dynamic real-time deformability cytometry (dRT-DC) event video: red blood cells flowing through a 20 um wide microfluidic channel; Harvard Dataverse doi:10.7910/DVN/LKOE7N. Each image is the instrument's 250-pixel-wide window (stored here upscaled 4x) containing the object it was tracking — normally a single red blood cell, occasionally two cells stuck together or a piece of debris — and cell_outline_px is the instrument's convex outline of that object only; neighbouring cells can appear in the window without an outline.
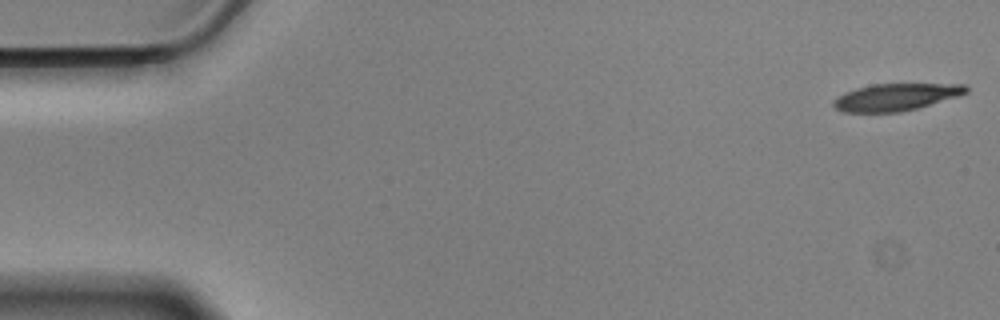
{"species": "Egyptian fruit bat (a non-hibernating species)", "species_latin": "Rousettus aegyptiacus", "temperature_condition": "cold", "stored_images_in_passage": 56, "camera_frame_rate_fps": 3000, "um_per_image_px": 0.085, "animal": {"sex": "male"}, "frame": {"image": 1, "passage_image": 1, "time_ms": 0.0, "image_size_px": [1000, 320], "cell_outline_px": [[968, 92], [956, 96], [916, 108], [900, 112], [844, 112], [836, 108], [832, 104], [832, 100], [836, 96], [844, 92], [856, 88], [872, 84], [968, 84]], "centroid_in_image_um": [76.09, 8.24], "position_along_channel_um": 8.9, "area_um2": 20.81}}
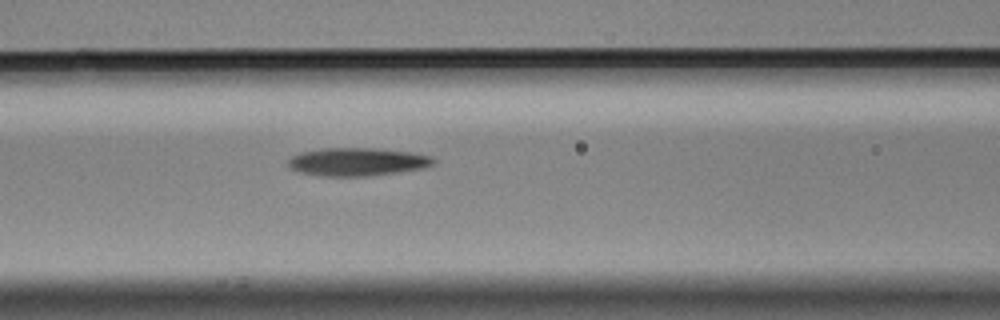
{"frame": {"image": 2, "passage_image": 23, "time_ms": 7.333, "image_size_px": [1000, 320], "cell_outline_px": [[436, 164], [424, 168], [400, 172], [368, 176], [324, 176], [304, 172], [292, 168], [288, 164], [288, 160], [292, 156], [300, 152], [324, 148], [372, 148], [408, 152], [432, 156], [436, 160]], "centroid_in_image_um": [30.43, 13.75], "position_along_channel_um": 136.2, "area_um2": 23.64}}
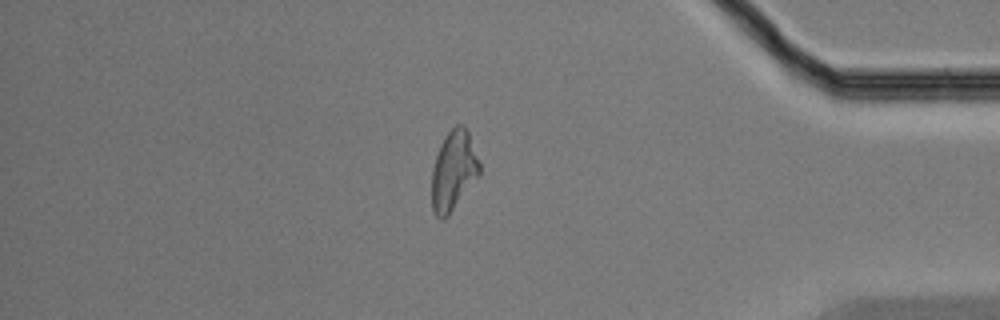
{"frame": {"image": 3, "passage_image": 48, "time_ms": 15.667, "image_size_px": [1000, 320], "cell_outline_px": [[480, 176], [448, 216], [444, 220], [440, 220], [436, 216], [432, 208], [432, 168], [440, 144], [444, 136], [456, 124], [464, 124], [468, 132], [480, 164]], "centroid_in_image_um": [38.55, 14.53], "position_along_channel_um": 396.6, "area_um2": 22.37}, "authors_computed_cell_mechanics": {"area_um2": 22.7443, "velocity_mm_per_s": 3.5119, "shape_relaxation_time_tau1_ms": 4.6407, "shape_relaxation_time_tau2_ms": null, "deformation_change_tau1": 0.1748, "deformation_change_tau2": null}}